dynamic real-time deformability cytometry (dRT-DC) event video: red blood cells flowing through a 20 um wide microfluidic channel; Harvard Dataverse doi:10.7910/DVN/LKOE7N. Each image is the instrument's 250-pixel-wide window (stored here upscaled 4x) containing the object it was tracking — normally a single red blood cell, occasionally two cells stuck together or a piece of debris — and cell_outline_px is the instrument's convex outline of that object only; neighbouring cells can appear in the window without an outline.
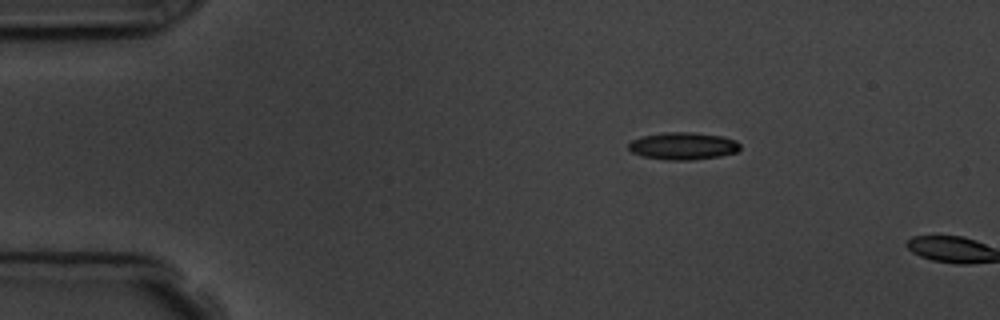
{"species": "common noctule bat (a hibernating species)", "species_latin": "Nyctalus noctula", "temperature_condition": "room temperature", "stored_images_in_passage": 2, "camera_frame_rate_fps": 3000, "um_per_image_px": 0.085, "animal": {"sex": "male", "body_mass_g": 19.5, "forearm_length_mm": 54.6}, "frame": {"image": 1, "passage_image": 1, "time_ms": 0.0, "image_size_px": [1000, 320], "cell_outline_px": [[740, 148], [736, 152], [720, 156], [692, 160], [664, 160], [644, 156], [632, 152], [628, 148], [628, 144], [632, 140], [644, 136], [664, 132], [692, 132], [724, 136], [736, 140], [740, 144]], "centroid_in_image_um": [58.08, 12.4], "position_along_channel_um": 26.9, "area_um2": 17.8}}